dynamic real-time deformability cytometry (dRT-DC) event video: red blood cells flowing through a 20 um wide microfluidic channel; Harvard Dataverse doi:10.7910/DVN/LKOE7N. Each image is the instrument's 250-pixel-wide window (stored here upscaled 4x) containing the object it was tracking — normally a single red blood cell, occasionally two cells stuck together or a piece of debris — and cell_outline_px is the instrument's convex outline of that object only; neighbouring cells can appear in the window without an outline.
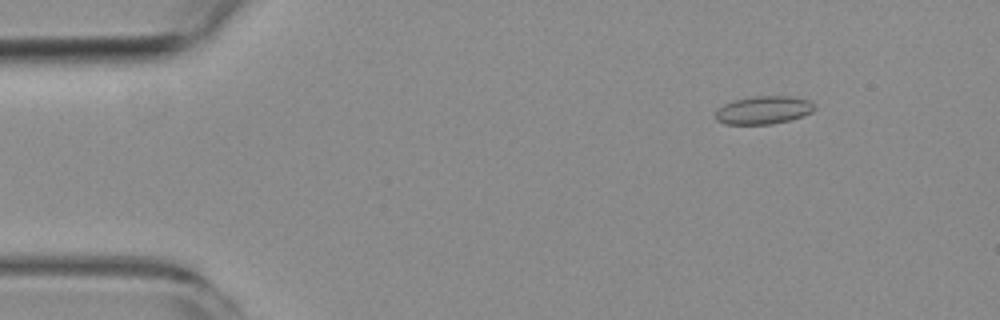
{"species": "common noctule bat (a hibernating species)", "species_latin": "Nyctalus noctula", "temperature_condition": "room temperature", "stored_images_in_passage": 5, "camera_frame_rate_fps": 3000, "um_per_image_px": 0.085, "animal": {"sex": "female", "body_mass_g": 19.3, "forearm_length_mm": 54.1}, "frame": {"image": 1, "passage_image": 2, "time_ms": 1.0, "image_size_px": [1000, 320], "cell_outline_px": [[816, 108], [812, 112], [804, 116], [772, 124], [724, 124], [716, 120], [716, 112], [724, 104], [736, 100], [752, 96], [792, 96], [808, 100], [816, 104]], "centroid_in_image_um": [64.95, 9.35], "position_along_channel_um": 20.1, "area_um2": 16.18}}
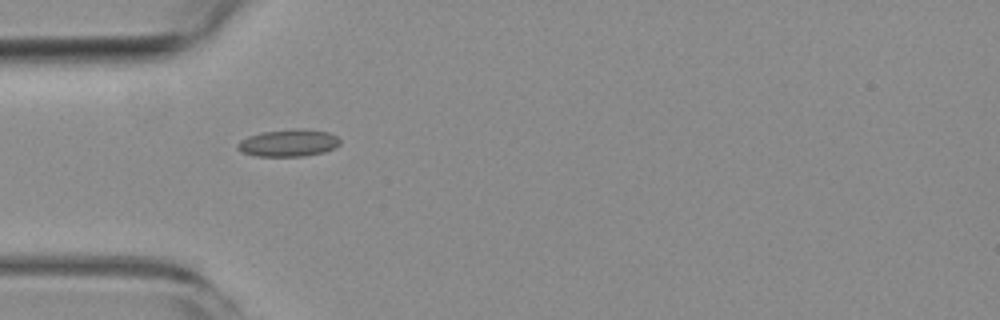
{"frame": {"image": 2, "passage_image": 5, "time_ms": 4.333, "image_size_px": [1000, 320], "cell_outline_px": [[340, 144], [324, 152], [304, 156], [256, 156], [240, 152], [236, 148], [236, 144], [240, 140], [248, 136], [260, 132], [292, 128], [304, 128], [328, 132], [336, 136], [340, 140]], "centroid_in_image_um": [24.48, 12.14], "position_along_channel_um": 60.5, "area_um2": 16.47}}